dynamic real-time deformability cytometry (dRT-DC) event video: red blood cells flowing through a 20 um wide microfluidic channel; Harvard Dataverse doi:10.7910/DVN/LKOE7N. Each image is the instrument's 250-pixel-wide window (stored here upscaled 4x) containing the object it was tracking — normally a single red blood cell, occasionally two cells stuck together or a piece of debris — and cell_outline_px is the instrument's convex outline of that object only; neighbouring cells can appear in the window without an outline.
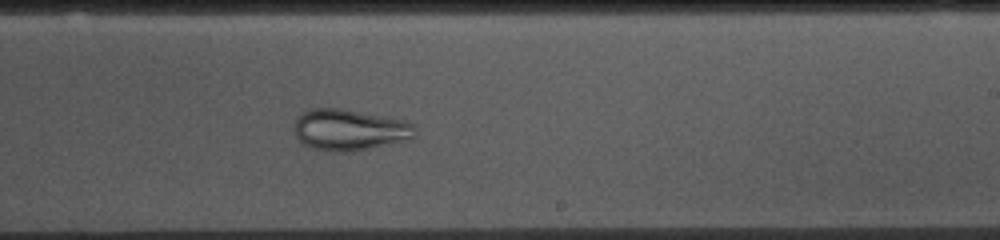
{"species": "common noctule bat (a hibernating species)", "species_latin": "Nyctalus noctula", "temperature_condition": "cold", "stored_images_in_passage": 53, "camera_frame_rate_fps": 3000, "um_per_image_px": 0.085, "animal": {"sex": "female", "body_mass_g": 10.0, "forearm_length_mm": 53.1}, "frame": {"image": 1, "passage_image": 31, "time_ms": 10.0, "image_size_px": [1000, 240], "cell_outline_px": [[416, 136], [412, 140], [352, 152], [328, 152], [312, 148], [304, 144], [296, 136], [296, 120], [304, 112], [312, 108], [340, 108], [384, 116], [404, 120], [412, 124], [416, 128]], "centroid_in_image_um": [29.78, 11.06], "position_along_channel_um": 259.2, "area_um2": 29.25}}